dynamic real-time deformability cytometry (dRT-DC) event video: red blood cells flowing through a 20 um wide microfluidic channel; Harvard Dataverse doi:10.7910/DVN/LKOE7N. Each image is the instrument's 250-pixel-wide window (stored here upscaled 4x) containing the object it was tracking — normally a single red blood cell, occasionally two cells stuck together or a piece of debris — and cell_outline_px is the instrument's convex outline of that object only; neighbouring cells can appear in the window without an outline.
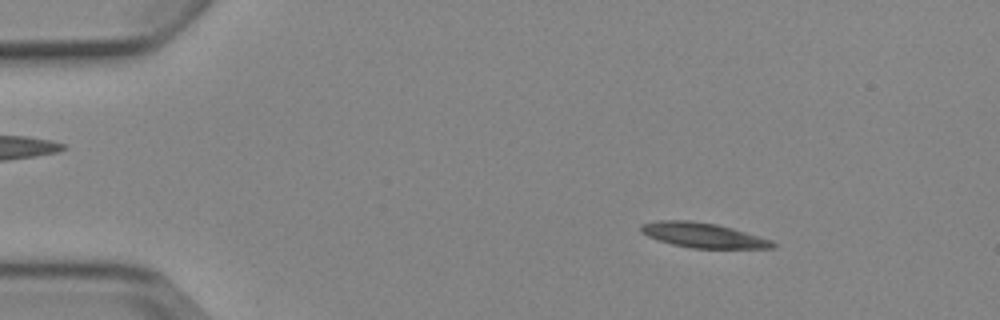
{"species": "Egyptian fruit bat (a non-hibernating species)", "species_latin": "Rousettus aegyptiacus", "temperature_condition": "cold", "stored_images_in_passage": 5, "camera_frame_rate_fps": 3000, "um_per_image_px": 0.085, "animal": {"sex": "female"}, "frame": {"image": 1, "passage_image": 2, "time_ms": 1.333, "image_size_px": [1000, 320], "cell_outline_px": [[776, 248], [692, 248], [672, 244], [648, 236], [640, 232], [640, 224], [656, 220], [688, 220], [716, 224], [732, 228], [772, 240], [776, 244]], "centroid_in_image_um": [59.74, 19.99], "position_along_channel_um": 25.3, "area_um2": 19.02}}
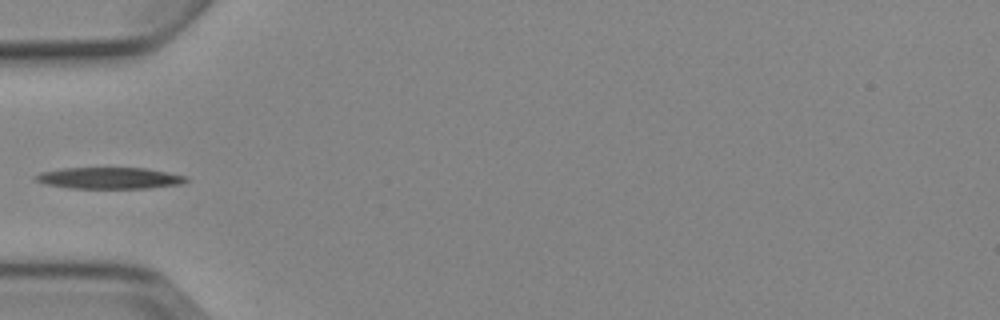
{"frame": {"image": 2, "passage_image": 5, "time_ms": 4.667, "image_size_px": [1000, 320], "cell_outline_px": [[188, 180], [180, 184], [148, 188], [68, 188], [44, 184], [36, 180], [32, 176], [40, 172], [64, 168], [144, 168], [168, 172], [188, 176]], "centroid_in_image_um": [9.27, 15.14], "position_along_channel_um": 75.7, "area_um2": 18.84}}